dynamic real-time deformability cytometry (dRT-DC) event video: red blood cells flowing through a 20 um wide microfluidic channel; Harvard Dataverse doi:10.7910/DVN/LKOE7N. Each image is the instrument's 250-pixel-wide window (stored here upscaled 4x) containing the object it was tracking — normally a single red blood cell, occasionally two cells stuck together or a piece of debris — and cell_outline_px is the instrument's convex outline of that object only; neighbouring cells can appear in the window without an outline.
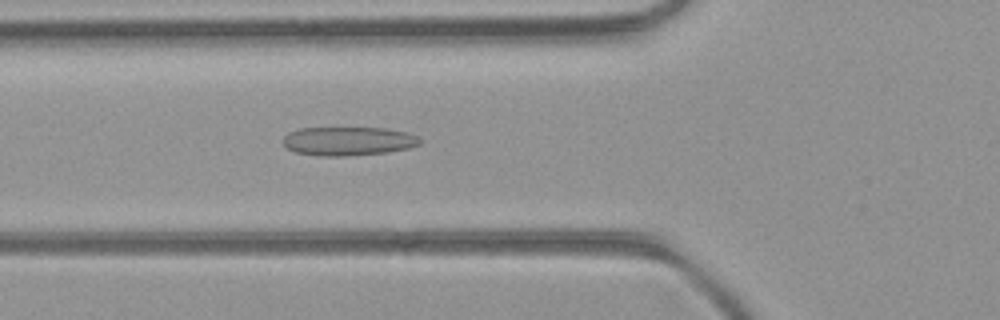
{"species": "common noctule bat (a hibernating species)", "species_latin": "Nyctalus noctula", "temperature_condition": "room temperature", "stored_images_in_passage": 23, "camera_frame_rate_fps": 3000, "um_per_image_px": 0.085, "animal": {"sex": "female", "body_mass_g": 21.9}, "frame": {"image": 1, "passage_image": 7, "time_ms": 2.0, "image_size_px": [1000, 320], "cell_outline_px": [[420, 144], [408, 148], [388, 152], [348, 156], [320, 156], [296, 152], [288, 148], [284, 144], [284, 136], [288, 132], [300, 128], [384, 128], [404, 132], [416, 136], [420, 140]], "centroid_in_image_um": [29.58, 12.0], "position_along_channel_um": 96.2, "area_um2": 22.77}}
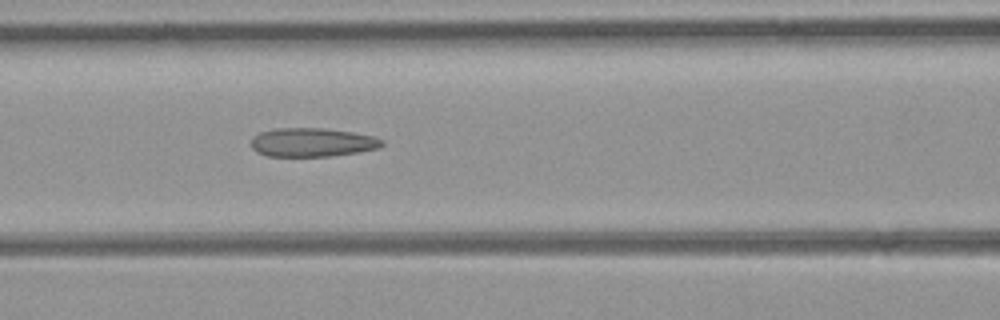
{"frame": {"image": 2, "passage_image": 10, "time_ms": 3.0, "image_size_px": [1000, 320], "cell_outline_px": [[384, 144], [380, 148], [332, 156], [268, 156], [256, 152], [252, 148], [252, 136], [260, 132], [276, 128], [324, 128], [352, 132], [372, 136], [384, 140]], "centroid_in_image_um": [26.53, 12.1], "position_along_channel_um": 140.1, "area_um2": 21.96}, "authors_computed_cell_mechanics": {"area_um2": 21.386, "velocity_mm_per_s": 4.3558, "shape_relaxation_time_tau1_ms": null, "shape_relaxation_time_tau2_ms": 2.5347, "deformation_change_tau1": null, "deformation_change_tau2": 0.1081}}